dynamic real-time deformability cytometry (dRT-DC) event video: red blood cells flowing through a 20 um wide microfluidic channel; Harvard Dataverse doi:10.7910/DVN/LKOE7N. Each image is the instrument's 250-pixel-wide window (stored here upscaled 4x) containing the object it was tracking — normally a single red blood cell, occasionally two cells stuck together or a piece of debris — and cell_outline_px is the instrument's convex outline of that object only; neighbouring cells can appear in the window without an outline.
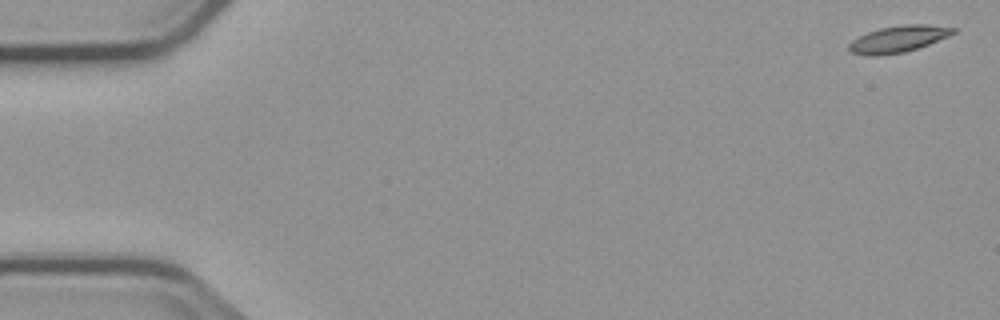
{"species": "common noctule bat (a hibernating species)", "species_latin": "Nyctalus noctula", "temperature_condition": "cold", "stored_images_in_passage": 4, "camera_frame_rate_fps": 3000, "um_per_image_px": 0.085, "animal": {"sex": "male", "body_mass_g": 23.1, "forearm_length_mm": 52.7}, "frame": {"image": 1, "passage_image": 1, "time_ms": 0.0, "image_size_px": [1000, 320], "cell_outline_px": [[956, 32], [948, 36], [928, 44], [904, 52], [876, 56], [864, 56], [852, 52], [848, 48], [848, 44], [852, 40], [868, 32], [880, 28], [904, 24], [928, 24], [956, 28]], "centroid_in_image_um": [76.34, 3.31], "position_along_channel_um": 8.7, "area_um2": 16.07}}